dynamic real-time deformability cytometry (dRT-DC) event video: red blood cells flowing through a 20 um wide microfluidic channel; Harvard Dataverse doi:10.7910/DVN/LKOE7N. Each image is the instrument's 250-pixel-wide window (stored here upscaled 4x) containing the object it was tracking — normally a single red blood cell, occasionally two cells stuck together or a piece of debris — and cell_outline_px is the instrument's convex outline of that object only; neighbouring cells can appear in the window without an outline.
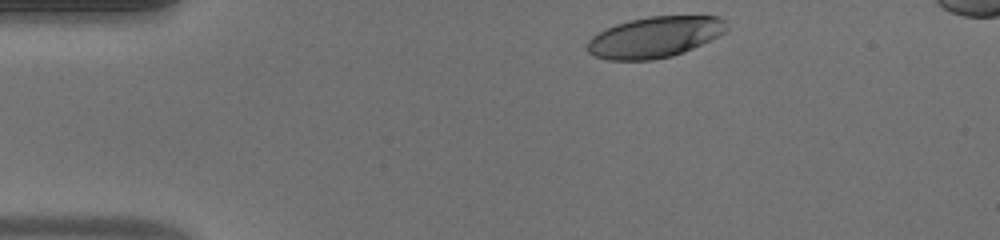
{"species": "human", "species_latin": "Homo sapiens", "temperature_condition": "warm", "stored_images_in_passage": 33, "camera_frame_rate_fps": 3000, "um_per_image_px": 0.085, "donor": {"sex": "male"}, "frame": {"image": 1, "passage_image": 1, "time_ms": 0.0, "image_size_px": [1000, 240], "cell_outline_px": [[728, 28], [724, 32], [684, 52], [672, 56], [652, 60], [608, 60], [592, 56], [588, 52], [588, 40], [596, 32], [604, 28], [628, 20], [648, 16], [720, 16], [724, 20]], "centroid_in_image_um": [55.59, 3.15], "position_along_channel_um": 29.4, "area_um2": 33.29}}
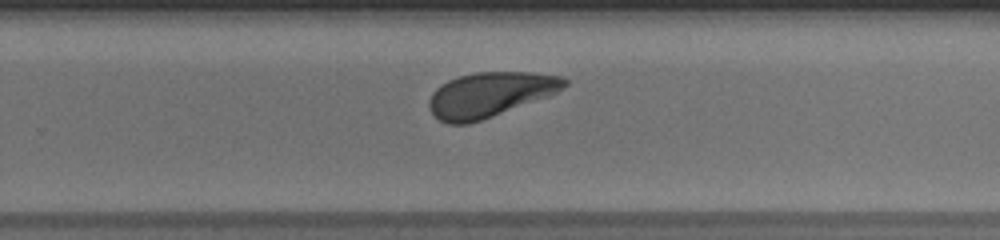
{"frame": {"image": 2, "passage_image": 24, "time_ms": 7.667, "image_size_px": [1000, 240], "cell_outline_px": [[568, 84], [556, 92], [548, 96], [480, 120], [468, 124], [448, 124], [440, 120], [428, 108], [428, 100], [432, 92], [440, 84], [448, 80], [460, 76], [476, 72], [532, 72], [564, 76], [568, 80]], "centroid_in_image_um": [41.63, 8.02], "position_along_channel_um": 288.2, "area_um2": 35.14}}
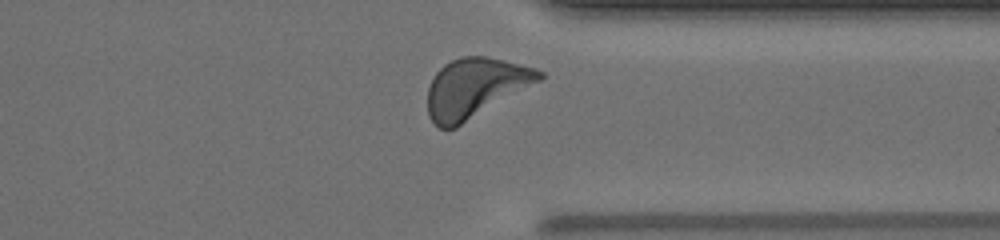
{"frame": {"image": 3, "passage_image": 30, "time_ms": 9.667, "image_size_px": [1000, 240], "cell_outline_px": [[544, 76], [540, 80], [456, 128], [440, 128], [428, 116], [428, 88], [436, 72], [444, 64], [460, 56], [484, 56], [504, 60], [536, 68], [544, 72]], "centroid_in_image_um": [40.37, 7.46], "position_along_channel_um": 371.0, "area_um2": 38.32}, "authors_computed_cell_mechanics": {"area_um2": 35.547, "velocity_mm_per_s": 4.202, "shape_relaxation_time_tau1_ms": 3.2115, "shape_relaxation_time_tau2_ms": null, "deformation_change_tau1": 0.1538, "deformation_change_tau2": null}}